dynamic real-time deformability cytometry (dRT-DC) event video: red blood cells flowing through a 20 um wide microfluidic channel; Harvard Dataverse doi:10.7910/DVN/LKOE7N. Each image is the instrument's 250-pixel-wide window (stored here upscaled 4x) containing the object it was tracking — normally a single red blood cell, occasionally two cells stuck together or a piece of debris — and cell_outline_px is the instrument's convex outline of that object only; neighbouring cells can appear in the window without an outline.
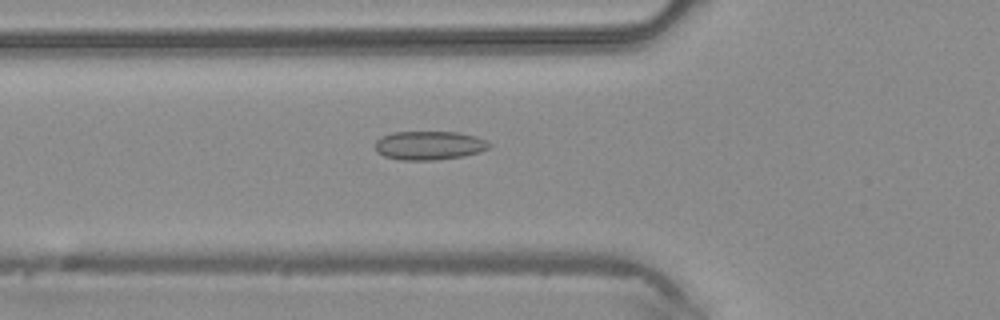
{"species": "common noctule bat (a hibernating species)", "species_latin": "Nyctalus noctula", "temperature_condition": "warm", "stored_images_in_passage": 41, "camera_frame_rate_fps": 3000, "um_per_image_px": 0.085, "animal": {"sex": "male", "body_mass_g": 20.4}, "frame": {"image": 1, "passage_image": 11, "time_ms": 3.333, "image_size_px": [1000, 320], "cell_outline_px": [[492, 144], [488, 148], [480, 152], [464, 156], [436, 160], [400, 160], [384, 156], [376, 152], [376, 140], [380, 136], [392, 132], [456, 132], [476, 136]], "centroid_in_image_um": [36.46, 12.36], "position_along_channel_um": 89.3, "area_um2": 19.25}}
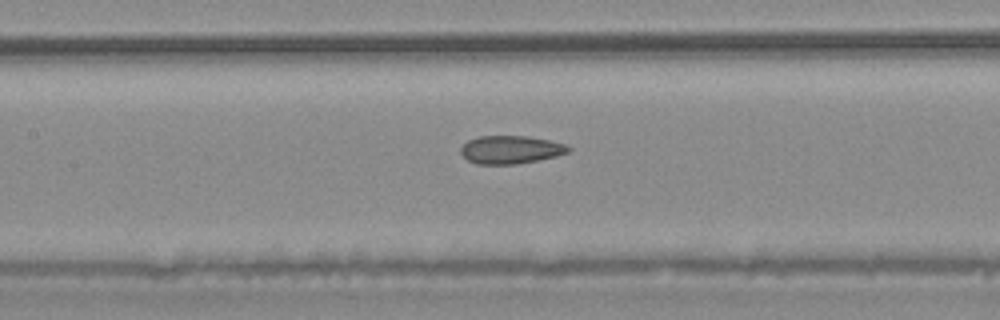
{"frame": {"image": 2, "passage_image": 16, "time_ms": 5.0, "image_size_px": [1000, 320], "cell_outline_px": [[572, 148], [568, 152], [556, 156], [516, 164], [476, 164], [468, 160], [460, 152], [460, 148], [468, 140], [480, 136], [528, 136], [548, 140], [564, 144]], "centroid_in_image_um": [43.39, 12.72], "position_along_channel_um": 164.0, "area_um2": 17.46}}
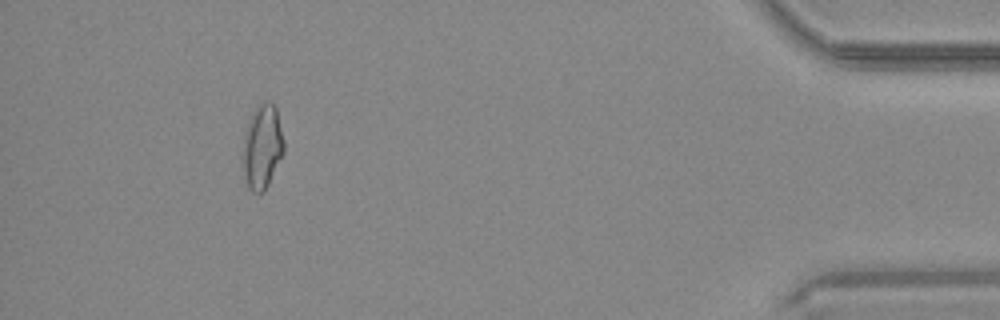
{"frame": {"image": 3, "passage_image": 37, "time_ms": 12.0, "image_size_px": [1000, 320], "cell_outline_px": [[284, 152], [264, 192], [252, 192], [248, 188], [244, 172], [244, 132], [248, 120], [252, 112], [260, 104], [268, 100], [276, 108], [284, 140]], "centroid_in_image_um": [22.3, 12.46], "position_along_channel_um": 412.9, "area_um2": 19.88}}